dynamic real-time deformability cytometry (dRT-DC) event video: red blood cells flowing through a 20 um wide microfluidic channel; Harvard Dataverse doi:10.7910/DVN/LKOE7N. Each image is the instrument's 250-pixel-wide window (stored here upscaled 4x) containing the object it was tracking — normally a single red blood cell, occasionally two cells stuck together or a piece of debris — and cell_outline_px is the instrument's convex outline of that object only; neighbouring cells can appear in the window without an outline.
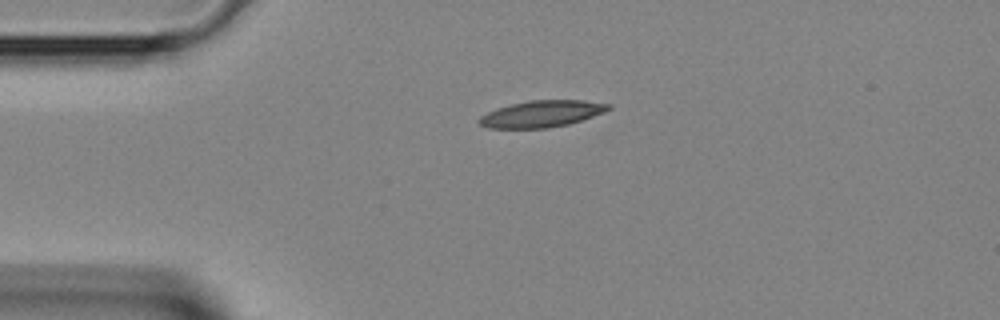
{"species": "Egyptian fruit bat (a non-hibernating species)", "species_latin": "Rousettus aegyptiacus", "temperature_condition": "room temperature", "stored_images_in_passage": 2, "camera_frame_rate_fps": 3000, "um_per_image_px": 0.085, "animal": {"sex": "female"}, "frame": {"image": 1, "passage_image": 1, "time_ms": 0.0, "image_size_px": [1000, 320], "cell_outline_px": [[612, 108], [604, 112], [568, 124], [548, 128], [488, 128], [480, 124], [476, 120], [480, 116], [496, 108], [528, 100], [584, 100], [612, 104]], "centroid_in_image_um": [46.04, 9.67], "position_along_channel_um": 39.0, "area_um2": 20.06}}
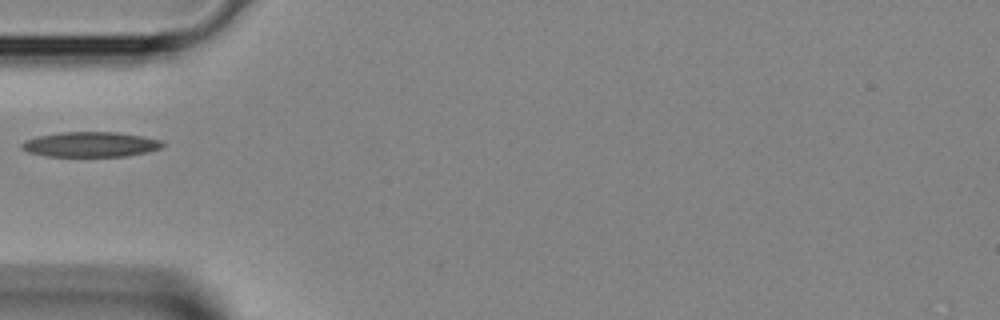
{"frame": {"image": 2, "passage_image": 2, "time_ms": 0.333, "image_size_px": [1000, 320], "cell_outline_px": [[164, 148], [148, 152], [128, 156], [44, 156], [28, 152], [20, 148], [20, 144], [24, 140], [36, 136], [60, 132], [116, 132], [144, 136], [160, 140], [164, 144]], "centroid_in_image_um": [7.69, 12.27], "position_along_channel_um": 77.3, "area_um2": 20.87}}